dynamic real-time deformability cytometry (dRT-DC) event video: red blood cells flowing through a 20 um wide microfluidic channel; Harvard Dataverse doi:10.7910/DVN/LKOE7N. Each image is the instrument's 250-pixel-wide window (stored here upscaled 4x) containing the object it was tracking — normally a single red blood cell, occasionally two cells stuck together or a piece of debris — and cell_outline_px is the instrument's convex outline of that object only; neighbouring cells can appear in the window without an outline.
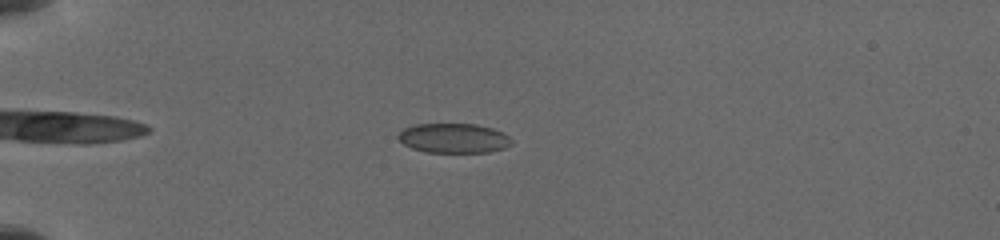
{"species": "common noctule bat (a hibernating species)", "species_latin": "Nyctalus noctula", "temperature_condition": "cold", "stored_images_in_passage": 37, "camera_frame_rate_fps": 3000, "um_per_image_px": 0.085, "animal": {"sex": "female", "body_mass_g": 19.5, "forearm_length_mm": 54.1}, "frame": {"image": 1, "passage_image": 1, "time_ms": 0.0, "image_size_px": [1000, 240], "cell_outline_px": [[512, 144], [504, 148], [488, 152], [424, 152], [412, 148], [404, 144], [396, 136], [404, 128], [416, 124], [476, 124], [492, 128], [504, 132], [512, 140]], "centroid_in_image_um": [38.57, 11.74], "position_along_channel_um": 46.4, "area_um2": 19.59}}
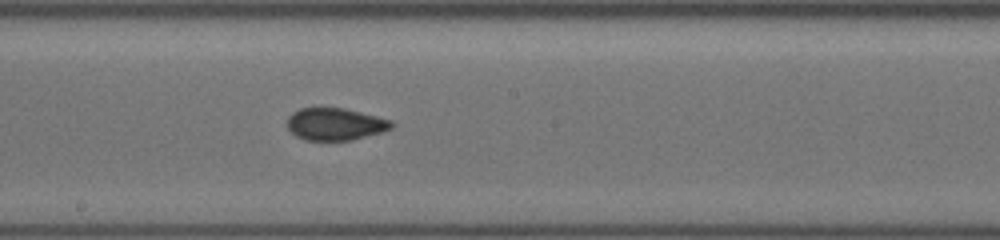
{"frame": {"image": 2, "passage_image": 18, "time_ms": 5.333, "image_size_px": [1000, 240], "cell_outline_px": [[396, 124], [392, 128], [380, 132], [352, 140], [304, 140], [296, 136], [288, 128], [288, 116], [292, 112], [300, 108], [344, 108], [392, 120]], "centroid_in_image_um": [28.5, 10.55], "position_along_channel_um": 219.7, "area_um2": 19.54}}
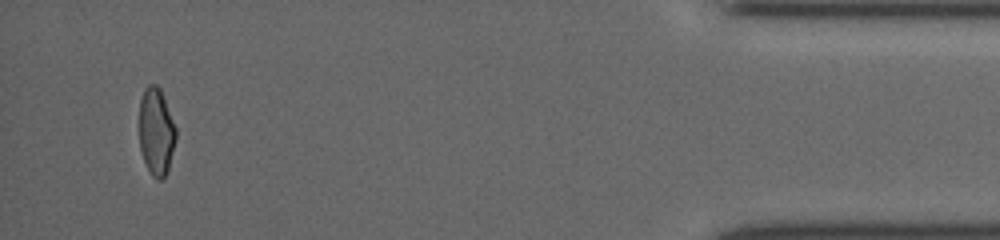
{"frame": {"image": 3, "passage_image": 37, "time_ms": 12.0, "image_size_px": [1000, 240], "cell_outline_px": [[176, 140], [168, 172], [160, 180], [156, 180], [152, 176], [144, 160], [140, 148], [140, 100], [144, 88], [148, 84], [156, 84], [160, 88], [176, 128]], "centroid_in_image_um": [13.29, 11.2], "position_along_channel_um": 421.9, "area_um2": 18.67}}